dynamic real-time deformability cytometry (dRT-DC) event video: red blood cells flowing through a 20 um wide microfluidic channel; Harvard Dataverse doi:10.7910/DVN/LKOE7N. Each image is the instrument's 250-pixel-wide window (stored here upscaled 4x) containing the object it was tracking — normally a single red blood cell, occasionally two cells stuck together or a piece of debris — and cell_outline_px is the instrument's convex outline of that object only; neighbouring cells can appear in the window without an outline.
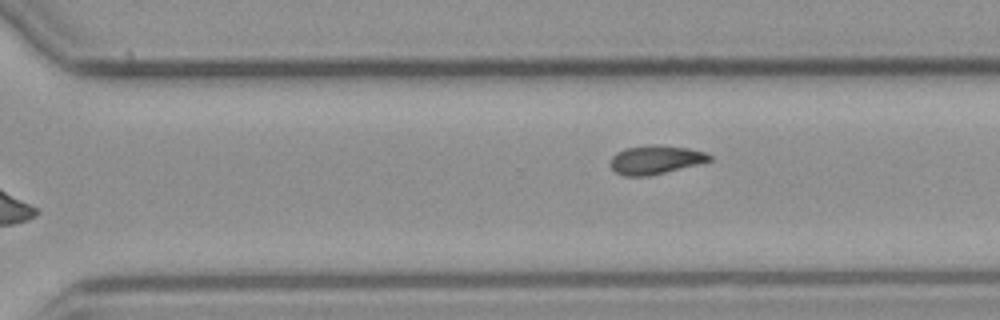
{"species": "common noctule bat (a hibernating species)", "species_latin": "Nyctalus noctula", "temperature_condition": "cold", "stored_images_in_passage": 11, "camera_frame_rate_fps": 3000, "um_per_image_px": 0.085, "animal": {"sex": "male", "body_mass_g": 23.1, "forearm_length_mm": 52.7}, "frame": {"image": 1, "passage_image": 11, "time_ms": 12.667, "image_size_px": [1000, 320], "cell_outline_px": [[712, 160], [700, 164], [648, 176], [624, 176], [616, 172], [612, 168], [612, 156], [616, 152], [624, 148], [688, 148], [704, 152], [712, 156]], "centroid_in_image_um": [55.74, 13.64], "position_along_channel_um": 314.9, "area_um2": 15.61}}